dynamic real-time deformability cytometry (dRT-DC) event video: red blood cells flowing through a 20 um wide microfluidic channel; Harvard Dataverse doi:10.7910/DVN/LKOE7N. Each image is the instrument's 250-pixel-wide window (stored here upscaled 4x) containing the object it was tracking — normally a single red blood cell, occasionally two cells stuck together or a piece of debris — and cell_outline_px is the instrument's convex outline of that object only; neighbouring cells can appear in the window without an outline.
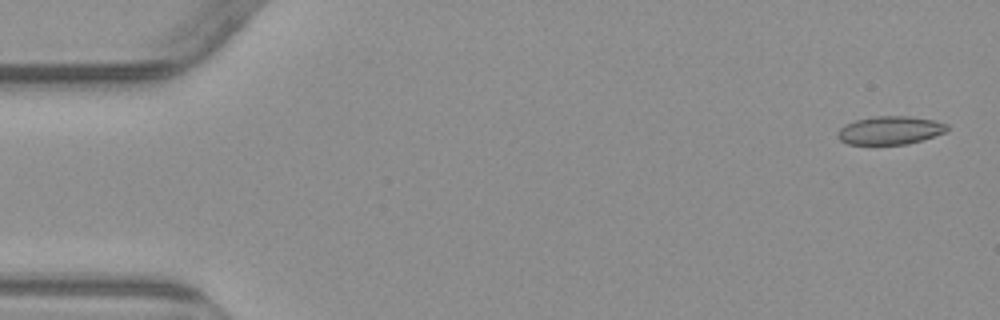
{"species": "common noctule bat (a hibernating species)", "species_latin": "Nyctalus noctula", "temperature_condition": "warm", "stored_images_in_passage": 5, "camera_frame_rate_fps": 3000, "um_per_image_px": 0.085, "animal": {"sex": "male", "body_mass_g": 23.1, "forearm_length_mm": 52.7}, "frame": {"image": 1, "passage_image": 1, "time_ms": 0.0, "image_size_px": [1000, 320], "cell_outline_px": [[948, 128], [944, 132], [908, 144], [848, 144], [840, 140], [836, 136], [836, 132], [844, 124], [856, 120], [876, 116], [908, 116], [936, 120], [948, 124]], "centroid_in_image_um": [75.62, 11.07], "position_along_channel_um": 9.4, "area_um2": 17.98}}
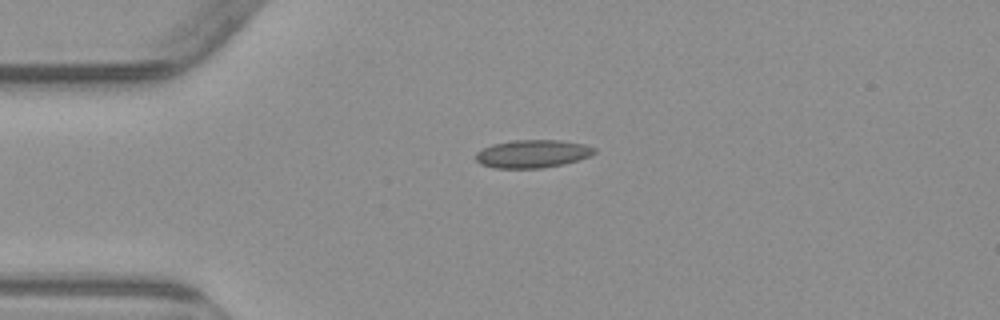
{"frame": {"image": 2, "passage_image": 4, "time_ms": 3.667, "image_size_px": [1000, 320], "cell_outline_px": [[596, 152], [588, 156], [576, 160], [560, 164], [540, 168], [492, 168], [480, 164], [476, 160], [476, 152], [492, 144], [512, 140], [560, 140], [584, 144], [596, 148]], "centroid_in_image_um": [45.22, 13.06], "position_along_channel_um": 39.8, "area_um2": 19.19}}